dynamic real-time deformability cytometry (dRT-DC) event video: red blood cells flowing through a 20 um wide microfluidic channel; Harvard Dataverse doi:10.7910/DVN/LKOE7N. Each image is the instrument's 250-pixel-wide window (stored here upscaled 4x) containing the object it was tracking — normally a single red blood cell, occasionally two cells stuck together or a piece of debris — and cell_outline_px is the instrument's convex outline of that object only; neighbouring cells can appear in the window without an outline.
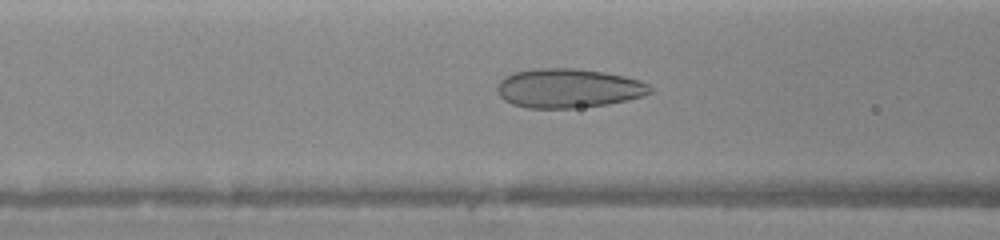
{"species": "human", "species_latin": "Homo sapiens", "temperature_condition": "warm", "stored_images_in_passage": 31, "camera_frame_rate_fps": 3000, "um_per_image_px": 0.085, "donor": {"sex": "female"}, "frame": {"image": 1, "passage_image": 10, "time_ms": 2.333, "image_size_px": [1000, 240], "cell_outline_px": [[652, 92], [628, 100], [608, 104], [572, 108], [528, 108], [512, 104], [504, 100], [500, 96], [496, 88], [500, 80], [504, 76], [512, 72], [532, 68], [576, 68], [604, 72], [624, 76], [640, 80], [648, 84], [652, 88]], "centroid_in_image_um": [48.28, 7.49], "position_along_channel_um": 118.3, "area_um2": 35.14}}
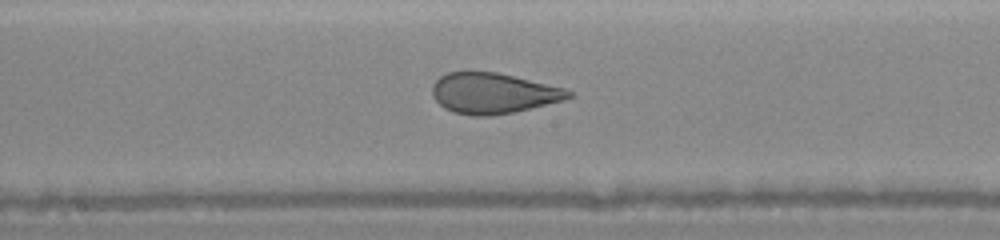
{"frame": {"image": 2, "passage_image": 17, "time_ms": 4.333, "image_size_px": [1000, 240], "cell_outline_px": [[572, 96], [564, 100], [512, 112], [488, 116], [472, 116], [452, 112], [444, 108], [432, 96], [432, 84], [440, 76], [448, 72], [496, 72], [564, 88], [572, 92]], "centroid_in_image_um": [41.87, 7.93], "position_along_channel_um": 206.3, "area_um2": 31.96}}
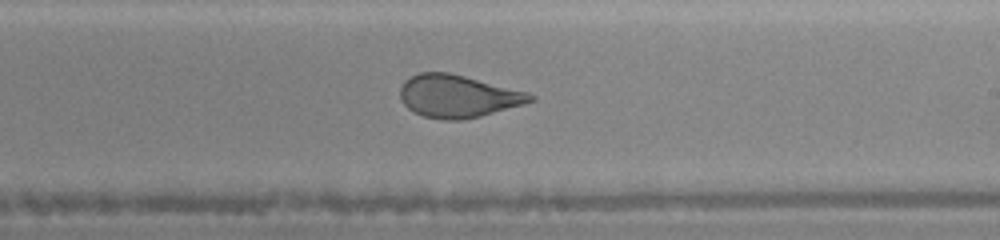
{"frame": {"image": 3, "passage_image": 21, "time_ms": 5.333, "image_size_px": [1000, 240], "cell_outline_px": [[536, 100], [524, 104], [480, 116], [460, 120], [444, 120], [424, 116], [412, 112], [400, 100], [400, 88], [404, 80], [420, 72], [448, 72], [528, 92], [536, 96]], "centroid_in_image_um": [38.91, 8.18], "position_along_channel_um": 250.1, "area_um2": 32.25}}